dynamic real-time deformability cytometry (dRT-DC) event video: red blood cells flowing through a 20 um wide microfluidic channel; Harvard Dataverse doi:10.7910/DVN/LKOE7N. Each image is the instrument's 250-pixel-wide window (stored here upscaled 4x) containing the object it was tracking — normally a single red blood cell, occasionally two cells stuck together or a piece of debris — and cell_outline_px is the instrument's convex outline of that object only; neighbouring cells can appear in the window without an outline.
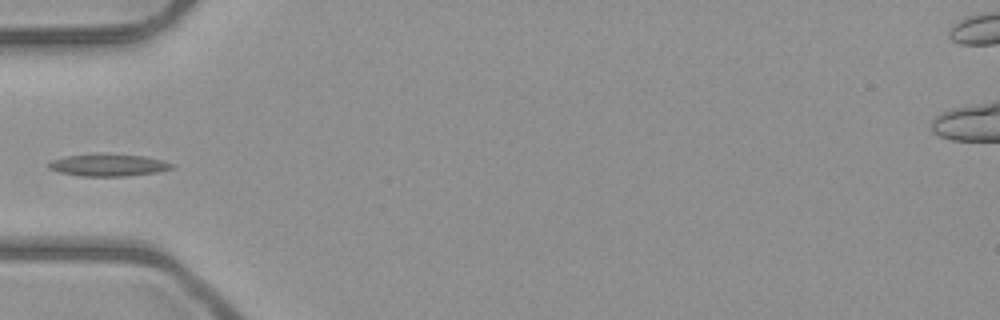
{"species": "common noctule bat (a hibernating species)", "species_latin": "Nyctalus noctula", "temperature_condition": "room temperature", "stored_images_in_passage": 5, "camera_frame_rate_fps": 3000, "um_per_image_px": 0.085, "animal": {"sex": "male", "body_mass_g": 23.1, "forearm_length_mm": 52.7}, "frame": {"image": 1, "passage_image": 5, "time_ms": 4.667, "image_size_px": [1000, 320], "cell_outline_px": [[176, 168], [156, 172], [124, 176], [80, 176], [60, 172], [48, 168], [48, 164], [52, 160], [64, 156], [144, 156], [176, 164]], "centroid_in_image_um": [9.25, 14.07], "position_along_channel_um": 75.8, "area_um2": 15.09}}